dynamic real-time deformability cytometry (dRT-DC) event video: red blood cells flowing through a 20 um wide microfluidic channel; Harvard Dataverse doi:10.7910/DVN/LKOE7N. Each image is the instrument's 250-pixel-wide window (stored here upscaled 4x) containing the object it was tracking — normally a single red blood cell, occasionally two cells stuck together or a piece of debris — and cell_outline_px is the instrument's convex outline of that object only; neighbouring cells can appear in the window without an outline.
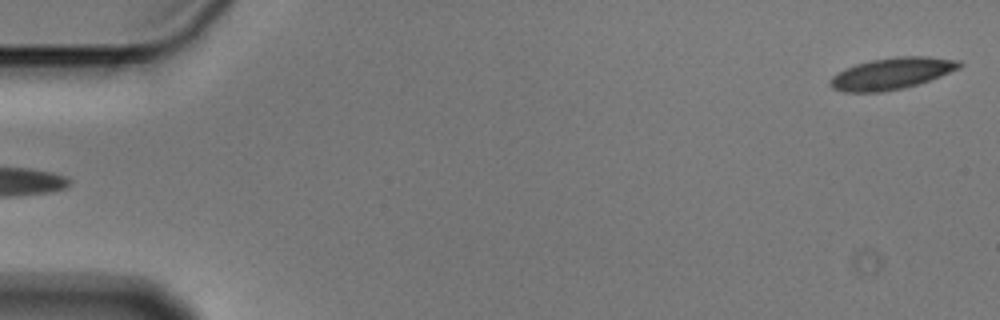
{"species": "Egyptian fruit bat (a non-hibernating species)", "species_latin": "Rousettus aegyptiacus", "temperature_condition": "cold", "stored_images_in_passage": 5, "segment_of_instrument_passage": [2, 2], "camera_frame_rate_fps": 3000, "um_per_image_px": 0.085, "animal": {"sex": "male"}, "frame": {"image": 1, "passage_image": 5, "time_ms": 1.333, "image_size_px": [1000, 320], "cell_outline_px": [[964, 64], [960, 68], [940, 76], [916, 84], [900, 88], [880, 92], [844, 92], [832, 88], [828, 84], [832, 76], [844, 68], [856, 64], [872, 60], [896, 56], [928, 56], [960, 60]], "centroid_in_image_um": [75.79, 6.23], "position_along_channel_um": 9.2, "area_um2": 23.7}}